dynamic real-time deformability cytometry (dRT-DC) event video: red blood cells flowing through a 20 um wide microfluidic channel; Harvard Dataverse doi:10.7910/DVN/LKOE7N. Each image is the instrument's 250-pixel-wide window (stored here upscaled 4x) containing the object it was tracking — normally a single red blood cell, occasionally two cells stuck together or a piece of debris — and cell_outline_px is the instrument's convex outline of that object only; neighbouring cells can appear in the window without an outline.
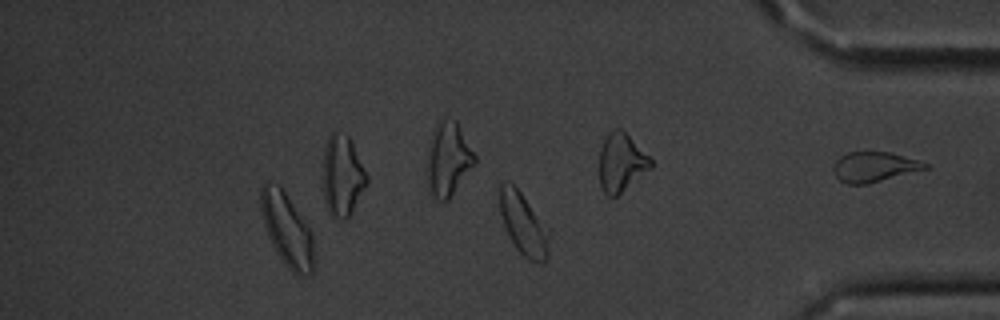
{"species": "common noctule bat (a hibernating species)", "species_latin": "Nyctalus noctula", "temperature_condition": "cold", "stored_images_in_passage": 25, "segment_of_instrument_passage": [2, 2], "camera_frame_rate_fps": 3000, "um_per_image_px": 0.085, "animal": {"sex": "male", "body_mass_g": 20.1, "forearm_length_mm": 53.5}, "frame": {"image": 1, "passage_image": 25, "time_ms": 8.0, "image_size_px": [1000, 320], "cell_outline_px": [[548, 256], [544, 264], [540, 264], [528, 260], [516, 248], [508, 236], [500, 212], [500, 184], [508, 180], [520, 192], [548, 228]], "centroid_in_image_um": [44.49, 19.09], "position_along_channel_um": 390.7, "area_um2": 17.69}}